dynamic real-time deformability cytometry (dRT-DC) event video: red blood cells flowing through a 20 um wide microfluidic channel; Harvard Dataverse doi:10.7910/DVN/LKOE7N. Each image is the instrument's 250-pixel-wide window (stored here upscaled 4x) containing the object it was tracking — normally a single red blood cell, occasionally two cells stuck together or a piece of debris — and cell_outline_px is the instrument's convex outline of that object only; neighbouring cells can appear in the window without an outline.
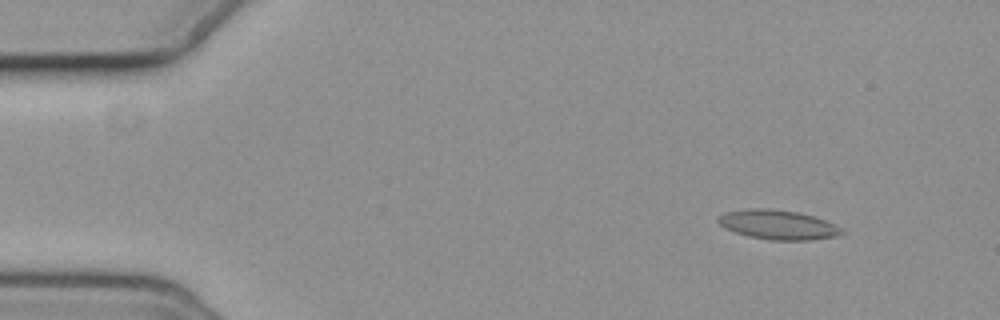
{"species": "common noctule bat (a hibernating species)", "species_latin": "Nyctalus noctula", "temperature_condition": "cold", "stored_images_in_passage": 4, "camera_frame_rate_fps": 3000, "um_per_image_px": 0.085, "animal": {"sex": "female", "body_mass_g": 19.3, "forearm_length_mm": 54.1}, "frame": {"image": 1, "passage_image": 1, "time_ms": 0.0, "image_size_px": [1000, 320], "cell_outline_px": [[844, 232], [836, 236], [812, 240], [772, 240], [748, 236], [724, 228], [716, 220], [720, 216], [728, 212], [752, 208], [768, 208], [796, 212], [812, 216], [824, 220], [840, 228]], "centroid_in_image_um": [66.11, 19.11], "position_along_channel_um": 18.9, "area_um2": 20.81}}
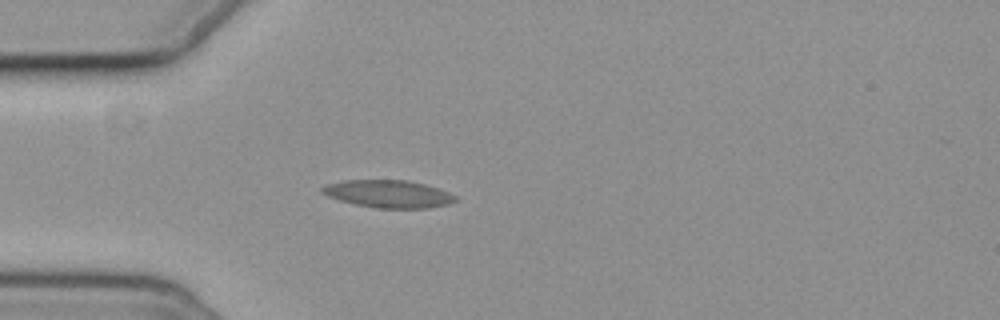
{"frame": {"image": 2, "passage_image": 4, "time_ms": 3.333, "image_size_px": [1000, 320], "cell_outline_px": [[456, 200], [448, 204], [428, 208], [376, 208], [356, 204], [340, 200], [328, 196], [320, 192], [320, 188], [328, 184], [344, 180], [408, 180], [424, 184], [448, 192], [456, 196]], "centroid_in_image_um": [32.99, 16.48], "position_along_channel_um": 52.0, "area_um2": 21.21}}